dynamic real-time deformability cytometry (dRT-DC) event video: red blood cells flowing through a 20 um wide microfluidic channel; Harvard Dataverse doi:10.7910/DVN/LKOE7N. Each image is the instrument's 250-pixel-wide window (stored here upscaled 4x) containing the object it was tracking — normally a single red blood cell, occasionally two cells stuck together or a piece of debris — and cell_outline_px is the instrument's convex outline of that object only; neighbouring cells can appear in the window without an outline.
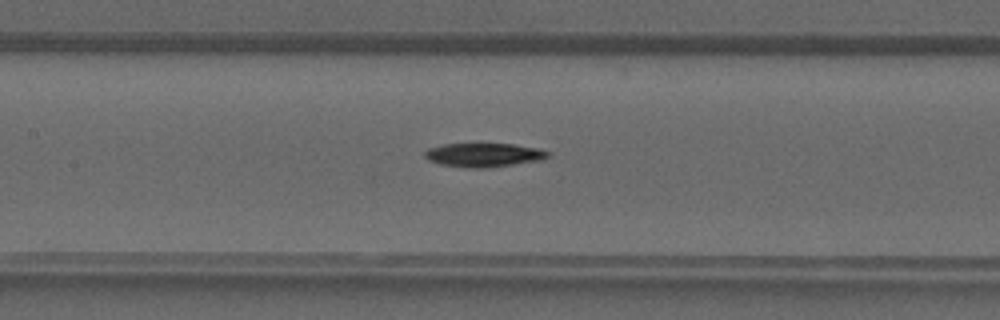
{"species": "common noctule bat (a hibernating species)", "species_latin": "Nyctalus noctula", "temperature_condition": "warm", "stored_images_in_passage": 32, "camera_frame_rate_fps": 3000, "um_per_image_px": 0.085, "animal": {"sex": "male", "forearm_length_mm": 52.5}, "frame": {"image": 1, "passage_image": 10, "time_ms": 3.0, "image_size_px": [1000, 320], "cell_outline_px": [[552, 152], [548, 156], [540, 160], [488, 168], [468, 168], [440, 164], [428, 160], [424, 156], [424, 152], [428, 148], [444, 144], [512, 144], [540, 148]], "centroid_in_image_um": [41.12, 13.17], "position_along_channel_um": 166.3, "area_um2": 17.17}}
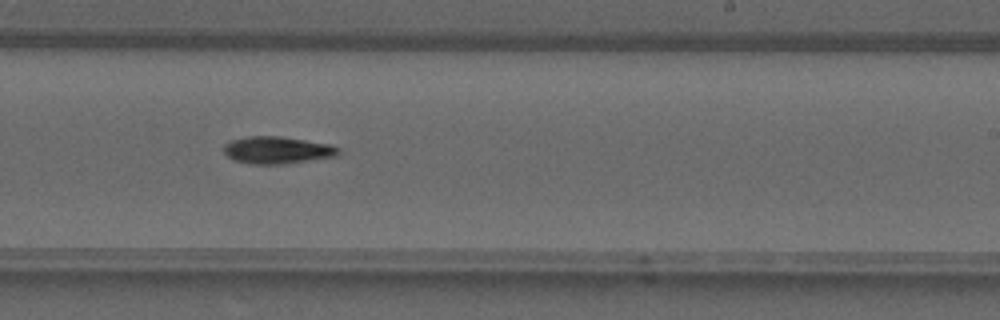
{"frame": {"image": 2, "passage_image": 16, "time_ms": 5.0, "image_size_px": [1000, 320], "cell_outline_px": [[340, 152], [336, 156], [284, 164], [252, 164], [232, 160], [224, 152], [224, 144], [232, 140], [248, 136], [280, 136], [332, 144], [340, 148]], "centroid_in_image_um": [23.58, 12.76], "position_along_channel_um": 265.4, "area_um2": 18.26}}
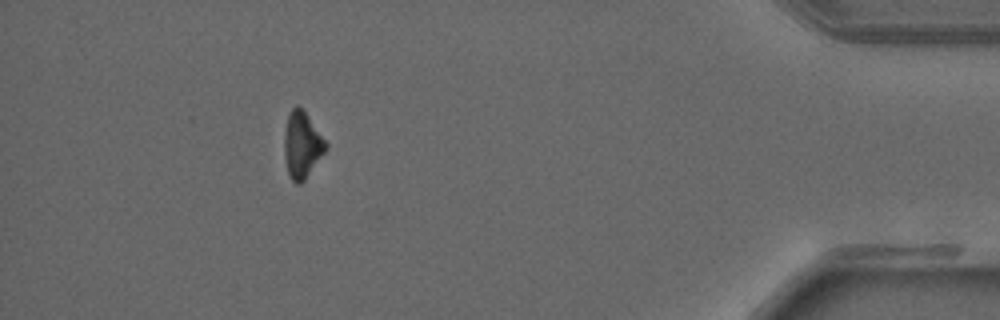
{"frame": {"image": 3, "passage_image": 28, "time_ms": 9.0, "image_size_px": [1000, 320], "cell_outline_px": [[328, 148], [304, 180], [300, 184], [296, 184], [292, 180], [288, 172], [284, 156], [284, 136], [288, 116], [292, 108], [296, 104], [308, 116], [328, 144]], "centroid_in_image_um": [25.67, 12.33], "position_along_channel_um": 409.5, "area_um2": 15.84}}